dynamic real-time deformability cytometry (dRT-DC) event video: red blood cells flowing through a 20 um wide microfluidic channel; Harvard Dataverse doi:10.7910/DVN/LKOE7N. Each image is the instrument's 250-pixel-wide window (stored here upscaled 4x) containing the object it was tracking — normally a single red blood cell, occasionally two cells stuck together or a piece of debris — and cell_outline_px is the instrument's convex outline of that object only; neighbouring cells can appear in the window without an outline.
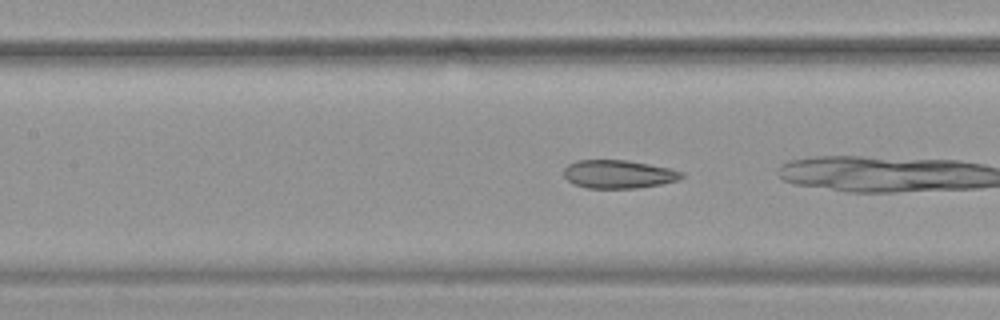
{"species": "common noctule bat (a hibernating species)", "species_latin": "Nyctalus noctula", "temperature_condition": "warm", "stored_images_in_passage": 24, "camera_frame_rate_fps": 3000, "um_per_image_px": 0.085, "animal": {"sex": "female", "body_mass_g": 19.9}, "frame": {"image": 1, "passage_image": 21, "time_ms": 6.667, "image_size_px": [1000, 320], "cell_outline_px": [[684, 176], [680, 180], [660, 184], [636, 188], [588, 188], [572, 184], [564, 176], [564, 168], [568, 164], [576, 160], [628, 160], [672, 168], [684, 172]], "centroid_in_image_um": [52.59, 14.8], "position_along_channel_um": 154.8, "area_um2": 19.65}}